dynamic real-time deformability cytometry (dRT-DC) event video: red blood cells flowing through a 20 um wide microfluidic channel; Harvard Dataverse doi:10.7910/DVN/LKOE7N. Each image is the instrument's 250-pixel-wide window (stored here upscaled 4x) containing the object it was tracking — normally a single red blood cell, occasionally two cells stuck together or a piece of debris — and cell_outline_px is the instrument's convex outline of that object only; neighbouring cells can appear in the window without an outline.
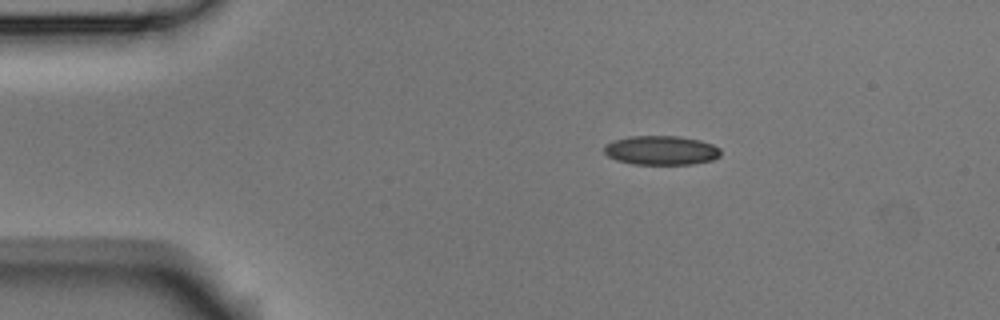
{"species": "Egyptian fruit bat (a non-hibernating species)", "species_latin": "Rousettus aegyptiacus", "temperature_condition": "room temperature", "stored_images_in_passage": 4, "camera_frame_rate_fps": 3000, "um_per_image_px": 0.085, "animal": {"sex": "male"}, "frame": {"image": 1, "passage_image": 1, "time_ms": 0.0, "image_size_px": [1000, 320], "cell_outline_px": [[720, 156], [712, 160], [692, 164], [632, 164], [616, 160], [608, 156], [604, 152], [604, 144], [628, 136], [676, 136], [700, 140], [712, 144], [720, 148]], "centroid_in_image_um": [56.19, 12.78], "position_along_channel_um": 28.8, "area_um2": 19.83}}
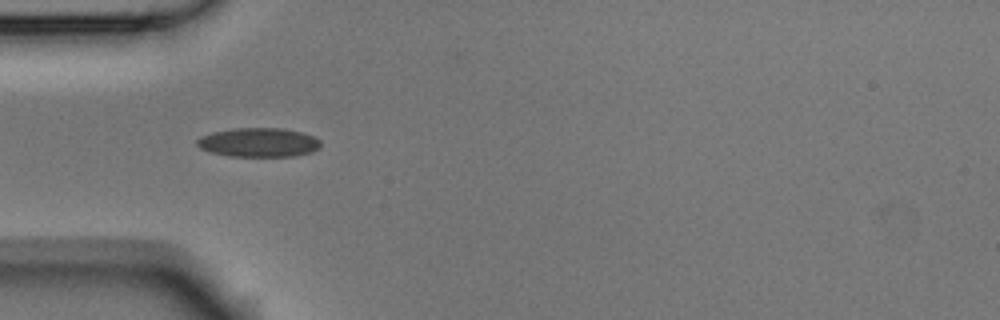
{"frame": {"image": 2, "passage_image": 3, "time_ms": 0.667, "image_size_px": [1000, 320], "cell_outline_px": [[320, 148], [312, 152], [292, 156], [232, 156], [212, 152], [200, 148], [196, 144], [196, 140], [200, 136], [212, 132], [232, 128], [280, 128], [300, 132], [312, 136], [320, 140]], "centroid_in_image_um": [21.97, 12.1], "position_along_channel_um": 63.0, "area_um2": 20.87}}
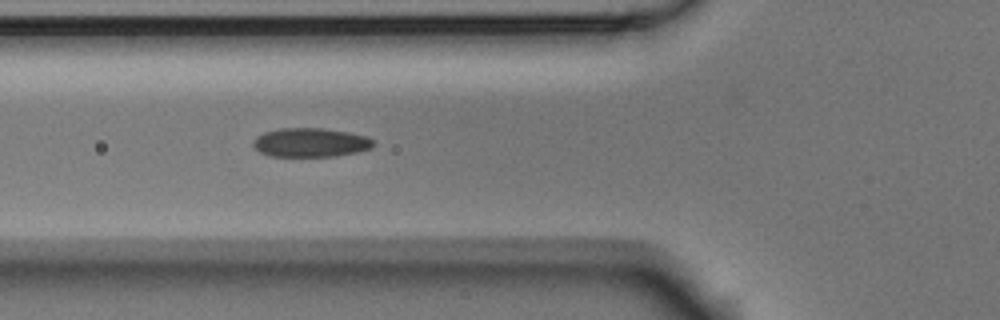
{"frame": {"image": 3, "passage_image": 4, "time_ms": 1.0, "image_size_px": [1000, 320], "cell_outline_px": [[376, 144], [372, 148], [356, 152], [336, 156], [272, 156], [260, 152], [252, 144], [252, 140], [256, 136], [264, 132], [280, 128], [324, 128], [348, 132], [368, 136], [376, 140]], "centroid_in_image_um": [26.43, 12.1], "position_along_channel_um": 99.4, "area_um2": 20.52}}